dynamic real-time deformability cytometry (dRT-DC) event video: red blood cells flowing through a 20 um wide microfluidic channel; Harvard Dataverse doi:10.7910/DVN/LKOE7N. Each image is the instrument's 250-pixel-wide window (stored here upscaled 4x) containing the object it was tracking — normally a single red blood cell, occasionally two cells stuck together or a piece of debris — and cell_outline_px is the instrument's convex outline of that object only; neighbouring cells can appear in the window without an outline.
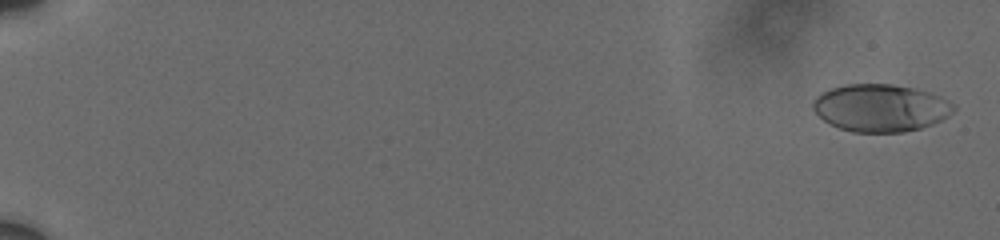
{"species": "human", "species_latin": "Homo sapiens", "temperature_condition": "cold", "stored_images_in_passage": 8, "camera_frame_rate_fps": 3000, "um_per_image_px": 0.085, "donor": {"sex": "male"}, "frame": {"image": 1, "passage_image": 1, "time_ms": 0.0, "image_size_px": [1000, 240], "cell_outline_px": [[956, 108], [948, 116], [932, 124], [920, 128], [904, 132], [852, 132], [828, 124], [812, 108], [812, 100], [816, 96], [832, 88], [848, 84], [892, 84], [912, 88], [928, 92], [952, 104]], "centroid_in_image_um": [74.8, 9.18], "position_along_channel_um": 10.2, "area_um2": 38.49}}
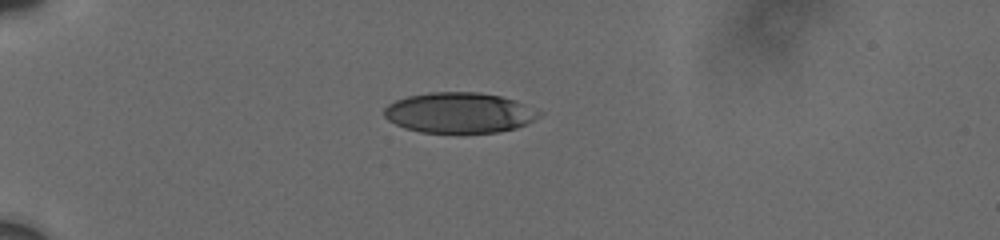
{"frame": {"image": 2, "passage_image": 7, "time_ms": 5.333, "image_size_px": [1000, 240], "cell_outline_px": [[544, 112], [532, 120], [516, 128], [496, 132], [420, 132], [404, 128], [388, 120], [384, 116], [384, 108], [388, 104], [396, 100], [408, 96], [432, 92], [480, 92], [500, 96], [512, 100]], "centroid_in_image_um": [39.0, 9.58], "position_along_channel_um": 46.0, "area_um2": 36.18}}